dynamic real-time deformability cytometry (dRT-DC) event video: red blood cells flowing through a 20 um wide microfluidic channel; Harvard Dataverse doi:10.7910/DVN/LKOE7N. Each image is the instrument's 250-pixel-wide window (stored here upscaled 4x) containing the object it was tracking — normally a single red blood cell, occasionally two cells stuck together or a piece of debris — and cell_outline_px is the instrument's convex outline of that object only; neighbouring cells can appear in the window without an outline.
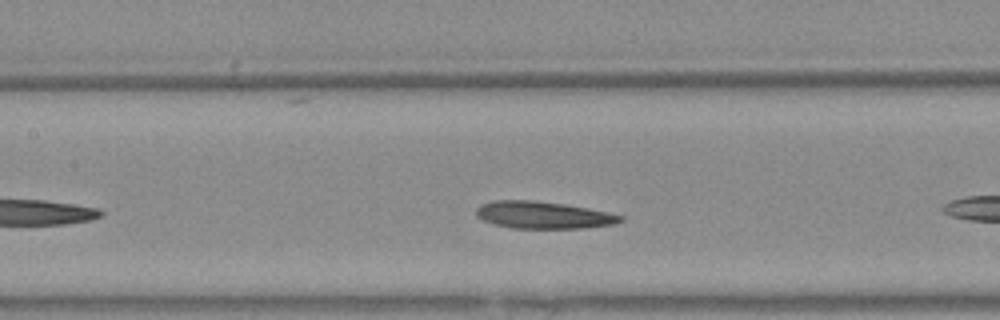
{"species": "Egyptian fruit bat (a non-hibernating species)", "species_latin": "Rousettus aegyptiacus", "temperature_condition": "warm", "stored_images_in_passage": 17, "camera_frame_rate_fps": 3000, "um_per_image_px": 0.085, "animal": {"sex": "female"}, "frame": {"image": 1, "passage_image": 10, "time_ms": 3.0, "image_size_px": [1000, 320], "cell_outline_px": [[624, 220], [616, 224], [584, 228], [512, 228], [492, 224], [476, 216], [476, 208], [480, 204], [496, 200], [532, 200], [564, 204], [588, 208], [608, 212], [624, 216]], "centroid_in_image_um": [46.18, 18.28], "position_along_channel_um": 161.2, "area_um2": 22.95}}